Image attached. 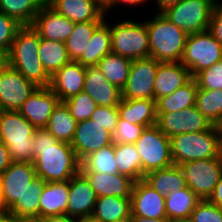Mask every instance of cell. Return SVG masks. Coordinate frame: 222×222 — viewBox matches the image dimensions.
Instances as JSON below:
<instances>
[{"label": "cell", "mask_w": 222, "mask_h": 222, "mask_svg": "<svg viewBox=\"0 0 222 222\" xmlns=\"http://www.w3.org/2000/svg\"><path fill=\"white\" fill-rule=\"evenodd\" d=\"M194 222H222V208L207 200H200L191 213Z\"/></svg>", "instance_id": "cell-43"}, {"label": "cell", "mask_w": 222, "mask_h": 222, "mask_svg": "<svg viewBox=\"0 0 222 222\" xmlns=\"http://www.w3.org/2000/svg\"><path fill=\"white\" fill-rule=\"evenodd\" d=\"M170 143L173 162L178 166L194 160L222 157V133L216 125L206 131L172 136Z\"/></svg>", "instance_id": "cell-4"}, {"label": "cell", "mask_w": 222, "mask_h": 222, "mask_svg": "<svg viewBox=\"0 0 222 222\" xmlns=\"http://www.w3.org/2000/svg\"><path fill=\"white\" fill-rule=\"evenodd\" d=\"M77 222H96L92 218L77 219Z\"/></svg>", "instance_id": "cell-60"}, {"label": "cell", "mask_w": 222, "mask_h": 222, "mask_svg": "<svg viewBox=\"0 0 222 222\" xmlns=\"http://www.w3.org/2000/svg\"><path fill=\"white\" fill-rule=\"evenodd\" d=\"M117 173L128 176L135 182L144 178L141 159L135 144L115 143Z\"/></svg>", "instance_id": "cell-34"}, {"label": "cell", "mask_w": 222, "mask_h": 222, "mask_svg": "<svg viewBox=\"0 0 222 222\" xmlns=\"http://www.w3.org/2000/svg\"><path fill=\"white\" fill-rule=\"evenodd\" d=\"M1 222H26V219L15 218L7 215Z\"/></svg>", "instance_id": "cell-55"}, {"label": "cell", "mask_w": 222, "mask_h": 222, "mask_svg": "<svg viewBox=\"0 0 222 222\" xmlns=\"http://www.w3.org/2000/svg\"><path fill=\"white\" fill-rule=\"evenodd\" d=\"M159 61L152 57L132 61L122 98L154 100V82Z\"/></svg>", "instance_id": "cell-12"}, {"label": "cell", "mask_w": 222, "mask_h": 222, "mask_svg": "<svg viewBox=\"0 0 222 222\" xmlns=\"http://www.w3.org/2000/svg\"><path fill=\"white\" fill-rule=\"evenodd\" d=\"M198 87L206 90H222V59L195 77Z\"/></svg>", "instance_id": "cell-42"}, {"label": "cell", "mask_w": 222, "mask_h": 222, "mask_svg": "<svg viewBox=\"0 0 222 222\" xmlns=\"http://www.w3.org/2000/svg\"><path fill=\"white\" fill-rule=\"evenodd\" d=\"M72 22L104 21L105 9L96 0H52L49 5Z\"/></svg>", "instance_id": "cell-24"}, {"label": "cell", "mask_w": 222, "mask_h": 222, "mask_svg": "<svg viewBox=\"0 0 222 222\" xmlns=\"http://www.w3.org/2000/svg\"><path fill=\"white\" fill-rule=\"evenodd\" d=\"M103 21L76 22L74 30L65 41L71 61H77L85 51L93 32Z\"/></svg>", "instance_id": "cell-38"}, {"label": "cell", "mask_w": 222, "mask_h": 222, "mask_svg": "<svg viewBox=\"0 0 222 222\" xmlns=\"http://www.w3.org/2000/svg\"><path fill=\"white\" fill-rule=\"evenodd\" d=\"M88 180L97 197L117 196L131 199L135 181L128 176L114 173L81 172Z\"/></svg>", "instance_id": "cell-22"}, {"label": "cell", "mask_w": 222, "mask_h": 222, "mask_svg": "<svg viewBox=\"0 0 222 222\" xmlns=\"http://www.w3.org/2000/svg\"><path fill=\"white\" fill-rule=\"evenodd\" d=\"M208 200L222 208V175Z\"/></svg>", "instance_id": "cell-50"}, {"label": "cell", "mask_w": 222, "mask_h": 222, "mask_svg": "<svg viewBox=\"0 0 222 222\" xmlns=\"http://www.w3.org/2000/svg\"><path fill=\"white\" fill-rule=\"evenodd\" d=\"M113 222H132V217L122 218Z\"/></svg>", "instance_id": "cell-59"}, {"label": "cell", "mask_w": 222, "mask_h": 222, "mask_svg": "<svg viewBox=\"0 0 222 222\" xmlns=\"http://www.w3.org/2000/svg\"><path fill=\"white\" fill-rule=\"evenodd\" d=\"M34 167L45 182H65L80 172L81 161L70 143L58 141L45 128L34 132Z\"/></svg>", "instance_id": "cell-1"}, {"label": "cell", "mask_w": 222, "mask_h": 222, "mask_svg": "<svg viewBox=\"0 0 222 222\" xmlns=\"http://www.w3.org/2000/svg\"><path fill=\"white\" fill-rule=\"evenodd\" d=\"M62 102L77 122L90 119L91 114L98 107L96 102L84 91Z\"/></svg>", "instance_id": "cell-41"}, {"label": "cell", "mask_w": 222, "mask_h": 222, "mask_svg": "<svg viewBox=\"0 0 222 222\" xmlns=\"http://www.w3.org/2000/svg\"><path fill=\"white\" fill-rule=\"evenodd\" d=\"M148 31L150 57L159 62H180L188 34L167 20L162 13H155L144 20Z\"/></svg>", "instance_id": "cell-3"}, {"label": "cell", "mask_w": 222, "mask_h": 222, "mask_svg": "<svg viewBox=\"0 0 222 222\" xmlns=\"http://www.w3.org/2000/svg\"><path fill=\"white\" fill-rule=\"evenodd\" d=\"M131 211L132 216L167 218L165 195L154 190L143 179L138 180L132 190Z\"/></svg>", "instance_id": "cell-17"}, {"label": "cell", "mask_w": 222, "mask_h": 222, "mask_svg": "<svg viewBox=\"0 0 222 222\" xmlns=\"http://www.w3.org/2000/svg\"><path fill=\"white\" fill-rule=\"evenodd\" d=\"M37 177L34 164L12 162L0 174L2 208L8 211L26 192L28 185Z\"/></svg>", "instance_id": "cell-11"}, {"label": "cell", "mask_w": 222, "mask_h": 222, "mask_svg": "<svg viewBox=\"0 0 222 222\" xmlns=\"http://www.w3.org/2000/svg\"><path fill=\"white\" fill-rule=\"evenodd\" d=\"M132 217L131 199L117 196L97 197L91 218L96 222H113Z\"/></svg>", "instance_id": "cell-29"}, {"label": "cell", "mask_w": 222, "mask_h": 222, "mask_svg": "<svg viewBox=\"0 0 222 222\" xmlns=\"http://www.w3.org/2000/svg\"><path fill=\"white\" fill-rule=\"evenodd\" d=\"M108 17L95 29L82 56L77 60L82 66H96L107 54L111 53V34Z\"/></svg>", "instance_id": "cell-27"}, {"label": "cell", "mask_w": 222, "mask_h": 222, "mask_svg": "<svg viewBox=\"0 0 222 222\" xmlns=\"http://www.w3.org/2000/svg\"><path fill=\"white\" fill-rule=\"evenodd\" d=\"M84 79L85 66L77 61H70L51 76L49 88L62 102L83 92Z\"/></svg>", "instance_id": "cell-21"}, {"label": "cell", "mask_w": 222, "mask_h": 222, "mask_svg": "<svg viewBox=\"0 0 222 222\" xmlns=\"http://www.w3.org/2000/svg\"><path fill=\"white\" fill-rule=\"evenodd\" d=\"M37 88L19 71L9 66L0 75V110L18 111Z\"/></svg>", "instance_id": "cell-14"}, {"label": "cell", "mask_w": 222, "mask_h": 222, "mask_svg": "<svg viewBox=\"0 0 222 222\" xmlns=\"http://www.w3.org/2000/svg\"><path fill=\"white\" fill-rule=\"evenodd\" d=\"M215 0H181L161 13L187 34L207 31Z\"/></svg>", "instance_id": "cell-8"}, {"label": "cell", "mask_w": 222, "mask_h": 222, "mask_svg": "<svg viewBox=\"0 0 222 222\" xmlns=\"http://www.w3.org/2000/svg\"><path fill=\"white\" fill-rule=\"evenodd\" d=\"M83 91L98 106H118L122 99V90L109 83L97 66H85Z\"/></svg>", "instance_id": "cell-20"}, {"label": "cell", "mask_w": 222, "mask_h": 222, "mask_svg": "<svg viewBox=\"0 0 222 222\" xmlns=\"http://www.w3.org/2000/svg\"><path fill=\"white\" fill-rule=\"evenodd\" d=\"M198 84L192 77L182 87L172 94L164 96L156 101L157 113H173L195 105Z\"/></svg>", "instance_id": "cell-31"}, {"label": "cell", "mask_w": 222, "mask_h": 222, "mask_svg": "<svg viewBox=\"0 0 222 222\" xmlns=\"http://www.w3.org/2000/svg\"><path fill=\"white\" fill-rule=\"evenodd\" d=\"M191 78L189 69L181 62H159L154 82V100L172 94Z\"/></svg>", "instance_id": "cell-23"}, {"label": "cell", "mask_w": 222, "mask_h": 222, "mask_svg": "<svg viewBox=\"0 0 222 222\" xmlns=\"http://www.w3.org/2000/svg\"><path fill=\"white\" fill-rule=\"evenodd\" d=\"M195 106L212 125L220 126L222 123V90H206L198 87Z\"/></svg>", "instance_id": "cell-40"}, {"label": "cell", "mask_w": 222, "mask_h": 222, "mask_svg": "<svg viewBox=\"0 0 222 222\" xmlns=\"http://www.w3.org/2000/svg\"><path fill=\"white\" fill-rule=\"evenodd\" d=\"M148 1V0H147ZM152 0H149V2H151ZM154 1V0H153ZM181 0H155L156 3V7H158L156 9V13H161L163 10H165L166 8L177 4L178 2H180Z\"/></svg>", "instance_id": "cell-52"}, {"label": "cell", "mask_w": 222, "mask_h": 222, "mask_svg": "<svg viewBox=\"0 0 222 222\" xmlns=\"http://www.w3.org/2000/svg\"><path fill=\"white\" fill-rule=\"evenodd\" d=\"M113 134L107 131L99 123L91 119L77 122L73 139L70 143L78 159L85 157L103 147L112 144Z\"/></svg>", "instance_id": "cell-15"}, {"label": "cell", "mask_w": 222, "mask_h": 222, "mask_svg": "<svg viewBox=\"0 0 222 222\" xmlns=\"http://www.w3.org/2000/svg\"><path fill=\"white\" fill-rule=\"evenodd\" d=\"M9 67V52L0 50V75Z\"/></svg>", "instance_id": "cell-53"}, {"label": "cell", "mask_w": 222, "mask_h": 222, "mask_svg": "<svg viewBox=\"0 0 222 222\" xmlns=\"http://www.w3.org/2000/svg\"><path fill=\"white\" fill-rule=\"evenodd\" d=\"M60 100L49 87H38L18 110L36 129L46 128Z\"/></svg>", "instance_id": "cell-16"}, {"label": "cell", "mask_w": 222, "mask_h": 222, "mask_svg": "<svg viewBox=\"0 0 222 222\" xmlns=\"http://www.w3.org/2000/svg\"><path fill=\"white\" fill-rule=\"evenodd\" d=\"M26 222H41L39 219H26Z\"/></svg>", "instance_id": "cell-62"}, {"label": "cell", "mask_w": 222, "mask_h": 222, "mask_svg": "<svg viewBox=\"0 0 222 222\" xmlns=\"http://www.w3.org/2000/svg\"><path fill=\"white\" fill-rule=\"evenodd\" d=\"M156 125L169 138L206 131L212 126L195 105L173 113H157Z\"/></svg>", "instance_id": "cell-13"}, {"label": "cell", "mask_w": 222, "mask_h": 222, "mask_svg": "<svg viewBox=\"0 0 222 222\" xmlns=\"http://www.w3.org/2000/svg\"><path fill=\"white\" fill-rule=\"evenodd\" d=\"M119 118L117 106H98L91 114L90 119L99 123L110 133H114Z\"/></svg>", "instance_id": "cell-46"}, {"label": "cell", "mask_w": 222, "mask_h": 222, "mask_svg": "<svg viewBox=\"0 0 222 222\" xmlns=\"http://www.w3.org/2000/svg\"><path fill=\"white\" fill-rule=\"evenodd\" d=\"M179 166L187 187L201 200L209 199L222 175V157L194 160Z\"/></svg>", "instance_id": "cell-10"}, {"label": "cell", "mask_w": 222, "mask_h": 222, "mask_svg": "<svg viewBox=\"0 0 222 222\" xmlns=\"http://www.w3.org/2000/svg\"><path fill=\"white\" fill-rule=\"evenodd\" d=\"M39 220L41 222H77L76 218L70 217L67 214L47 216Z\"/></svg>", "instance_id": "cell-51"}, {"label": "cell", "mask_w": 222, "mask_h": 222, "mask_svg": "<svg viewBox=\"0 0 222 222\" xmlns=\"http://www.w3.org/2000/svg\"><path fill=\"white\" fill-rule=\"evenodd\" d=\"M39 57L45 71L52 76L71 60L65 42L40 38Z\"/></svg>", "instance_id": "cell-36"}, {"label": "cell", "mask_w": 222, "mask_h": 222, "mask_svg": "<svg viewBox=\"0 0 222 222\" xmlns=\"http://www.w3.org/2000/svg\"><path fill=\"white\" fill-rule=\"evenodd\" d=\"M12 163L7 146L0 141V174H2Z\"/></svg>", "instance_id": "cell-49"}, {"label": "cell", "mask_w": 222, "mask_h": 222, "mask_svg": "<svg viewBox=\"0 0 222 222\" xmlns=\"http://www.w3.org/2000/svg\"><path fill=\"white\" fill-rule=\"evenodd\" d=\"M148 2L147 0H113L106 8H105V13L110 14L109 12L116 7H120L122 5L123 7H126L124 5H128L127 7L131 8V6H136L138 5L141 6L142 4Z\"/></svg>", "instance_id": "cell-48"}, {"label": "cell", "mask_w": 222, "mask_h": 222, "mask_svg": "<svg viewBox=\"0 0 222 222\" xmlns=\"http://www.w3.org/2000/svg\"><path fill=\"white\" fill-rule=\"evenodd\" d=\"M46 182L36 177L24 195L7 211V215L20 219H39V199Z\"/></svg>", "instance_id": "cell-28"}, {"label": "cell", "mask_w": 222, "mask_h": 222, "mask_svg": "<svg viewBox=\"0 0 222 222\" xmlns=\"http://www.w3.org/2000/svg\"><path fill=\"white\" fill-rule=\"evenodd\" d=\"M77 121L71 116L68 108L63 102L53 110L46 130L58 141L71 143L76 130Z\"/></svg>", "instance_id": "cell-35"}, {"label": "cell", "mask_w": 222, "mask_h": 222, "mask_svg": "<svg viewBox=\"0 0 222 222\" xmlns=\"http://www.w3.org/2000/svg\"><path fill=\"white\" fill-rule=\"evenodd\" d=\"M132 61L129 58L111 52L105 55L96 66L109 83L122 90L126 85Z\"/></svg>", "instance_id": "cell-33"}, {"label": "cell", "mask_w": 222, "mask_h": 222, "mask_svg": "<svg viewBox=\"0 0 222 222\" xmlns=\"http://www.w3.org/2000/svg\"><path fill=\"white\" fill-rule=\"evenodd\" d=\"M42 5L37 0H0V13L22 26H31Z\"/></svg>", "instance_id": "cell-39"}, {"label": "cell", "mask_w": 222, "mask_h": 222, "mask_svg": "<svg viewBox=\"0 0 222 222\" xmlns=\"http://www.w3.org/2000/svg\"><path fill=\"white\" fill-rule=\"evenodd\" d=\"M207 31L222 44V1L215 0Z\"/></svg>", "instance_id": "cell-47"}, {"label": "cell", "mask_w": 222, "mask_h": 222, "mask_svg": "<svg viewBox=\"0 0 222 222\" xmlns=\"http://www.w3.org/2000/svg\"><path fill=\"white\" fill-rule=\"evenodd\" d=\"M141 159L143 175L174 165L170 138L157 125L145 127L134 143Z\"/></svg>", "instance_id": "cell-7"}, {"label": "cell", "mask_w": 222, "mask_h": 222, "mask_svg": "<svg viewBox=\"0 0 222 222\" xmlns=\"http://www.w3.org/2000/svg\"><path fill=\"white\" fill-rule=\"evenodd\" d=\"M31 26L42 39L65 42L72 34L75 22L46 5L41 7Z\"/></svg>", "instance_id": "cell-18"}, {"label": "cell", "mask_w": 222, "mask_h": 222, "mask_svg": "<svg viewBox=\"0 0 222 222\" xmlns=\"http://www.w3.org/2000/svg\"><path fill=\"white\" fill-rule=\"evenodd\" d=\"M132 222H172L168 218L152 219L148 217L132 216Z\"/></svg>", "instance_id": "cell-54"}, {"label": "cell", "mask_w": 222, "mask_h": 222, "mask_svg": "<svg viewBox=\"0 0 222 222\" xmlns=\"http://www.w3.org/2000/svg\"><path fill=\"white\" fill-rule=\"evenodd\" d=\"M174 222H194V220L191 217H186V218L175 220Z\"/></svg>", "instance_id": "cell-57"}, {"label": "cell", "mask_w": 222, "mask_h": 222, "mask_svg": "<svg viewBox=\"0 0 222 222\" xmlns=\"http://www.w3.org/2000/svg\"><path fill=\"white\" fill-rule=\"evenodd\" d=\"M96 201L95 191L81 172L69 180L67 215L76 219L91 218Z\"/></svg>", "instance_id": "cell-19"}, {"label": "cell", "mask_w": 222, "mask_h": 222, "mask_svg": "<svg viewBox=\"0 0 222 222\" xmlns=\"http://www.w3.org/2000/svg\"><path fill=\"white\" fill-rule=\"evenodd\" d=\"M7 216L6 211H0V222Z\"/></svg>", "instance_id": "cell-61"}, {"label": "cell", "mask_w": 222, "mask_h": 222, "mask_svg": "<svg viewBox=\"0 0 222 222\" xmlns=\"http://www.w3.org/2000/svg\"><path fill=\"white\" fill-rule=\"evenodd\" d=\"M222 59V44L208 31L188 34L181 63L191 77Z\"/></svg>", "instance_id": "cell-9"}, {"label": "cell", "mask_w": 222, "mask_h": 222, "mask_svg": "<svg viewBox=\"0 0 222 222\" xmlns=\"http://www.w3.org/2000/svg\"><path fill=\"white\" fill-rule=\"evenodd\" d=\"M42 6L50 5L52 0H37Z\"/></svg>", "instance_id": "cell-58"}, {"label": "cell", "mask_w": 222, "mask_h": 222, "mask_svg": "<svg viewBox=\"0 0 222 222\" xmlns=\"http://www.w3.org/2000/svg\"><path fill=\"white\" fill-rule=\"evenodd\" d=\"M119 118L129 123L150 127L157 123L156 101L122 98L117 106Z\"/></svg>", "instance_id": "cell-25"}, {"label": "cell", "mask_w": 222, "mask_h": 222, "mask_svg": "<svg viewBox=\"0 0 222 222\" xmlns=\"http://www.w3.org/2000/svg\"><path fill=\"white\" fill-rule=\"evenodd\" d=\"M115 22V24L109 23L112 53L131 60L150 57L146 22H136L126 17Z\"/></svg>", "instance_id": "cell-6"}, {"label": "cell", "mask_w": 222, "mask_h": 222, "mask_svg": "<svg viewBox=\"0 0 222 222\" xmlns=\"http://www.w3.org/2000/svg\"><path fill=\"white\" fill-rule=\"evenodd\" d=\"M219 128H220V130H221V132H222V123L220 124Z\"/></svg>", "instance_id": "cell-64"}, {"label": "cell", "mask_w": 222, "mask_h": 222, "mask_svg": "<svg viewBox=\"0 0 222 222\" xmlns=\"http://www.w3.org/2000/svg\"><path fill=\"white\" fill-rule=\"evenodd\" d=\"M104 9L113 1V0H96Z\"/></svg>", "instance_id": "cell-56"}, {"label": "cell", "mask_w": 222, "mask_h": 222, "mask_svg": "<svg viewBox=\"0 0 222 222\" xmlns=\"http://www.w3.org/2000/svg\"><path fill=\"white\" fill-rule=\"evenodd\" d=\"M143 180L157 192L167 195L174 189L178 191L187 188L184 173L180 166L170 167L152 171L146 174Z\"/></svg>", "instance_id": "cell-30"}, {"label": "cell", "mask_w": 222, "mask_h": 222, "mask_svg": "<svg viewBox=\"0 0 222 222\" xmlns=\"http://www.w3.org/2000/svg\"><path fill=\"white\" fill-rule=\"evenodd\" d=\"M80 172L117 173L115 143L94 151L81 161Z\"/></svg>", "instance_id": "cell-37"}, {"label": "cell", "mask_w": 222, "mask_h": 222, "mask_svg": "<svg viewBox=\"0 0 222 222\" xmlns=\"http://www.w3.org/2000/svg\"><path fill=\"white\" fill-rule=\"evenodd\" d=\"M40 37L32 26H22L9 51V66L37 87H49L51 76L39 57Z\"/></svg>", "instance_id": "cell-2"}, {"label": "cell", "mask_w": 222, "mask_h": 222, "mask_svg": "<svg viewBox=\"0 0 222 222\" xmlns=\"http://www.w3.org/2000/svg\"><path fill=\"white\" fill-rule=\"evenodd\" d=\"M69 181L46 182L39 199V219L66 214Z\"/></svg>", "instance_id": "cell-26"}, {"label": "cell", "mask_w": 222, "mask_h": 222, "mask_svg": "<svg viewBox=\"0 0 222 222\" xmlns=\"http://www.w3.org/2000/svg\"><path fill=\"white\" fill-rule=\"evenodd\" d=\"M144 127L129 123L126 120L118 118L116 129L113 133L114 143L133 144L140 137Z\"/></svg>", "instance_id": "cell-44"}, {"label": "cell", "mask_w": 222, "mask_h": 222, "mask_svg": "<svg viewBox=\"0 0 222 222\" xmlns=\"http://www.w3.org/2000/svg\"><path fill=\"white\" fill-rule=\"evenodd\" d=\"M35 127L19 111L0 110V141L12 162L34 163Z\"/></svg>", "instance_id": "cell-5"}, {"label": "cell", "mask_w": 222, "mask_h": 222, "mask_svg": "<svg viewBox=\"0 0 222 222\" xmlns=\"http://www.w3.org/2000/svg\"><path fill=\"white\" fill-rule=\"evenodd\" d=\"M201 199L189 188L178 191L174 189L165 195V209L167 218L175 220L191 217V213Z\"/></svg>", "instance_id": "cell-32"}, {"label": "cell", "mask_w": 222, "mask_h": 222, "mask_svg": "<svg viewBox=\"0 0 222 222\" xmlns=\"http://www.w3.org/2000/svg\"><path fill=\"white\" fill-rule=\"evenodd\" d=\"M22 27L14 18L0 13V50L9 52L17 31Z\"/></svg>", "instance_id": "cell-45"}, {"label": "cell", "mask_w": 222, "mask_h": 222, "mask_svg": "<svg viewBox=\"0 0 222 222\" xmlns=\"http://www.w3.org/2000/svg\"><path fill=\"white\" fill-rule=\"evenodd\" d=\"M0 211H4L3 208H2L1 191H0Z\"/></svg>", "instance_id": "cell-63"}]
</instances>
